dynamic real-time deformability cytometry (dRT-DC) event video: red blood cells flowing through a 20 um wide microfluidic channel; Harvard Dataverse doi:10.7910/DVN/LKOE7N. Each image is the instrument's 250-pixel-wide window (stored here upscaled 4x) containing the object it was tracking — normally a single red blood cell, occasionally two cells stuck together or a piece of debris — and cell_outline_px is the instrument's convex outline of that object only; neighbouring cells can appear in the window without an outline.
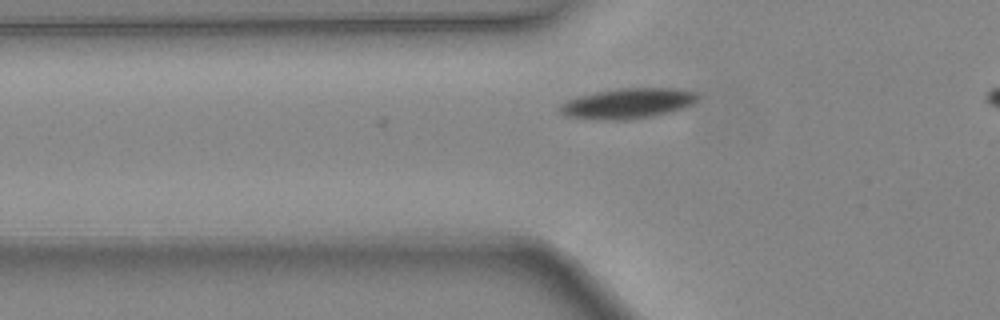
{"species": "common noctule bat (a hibernating species)", "species_latin": "Nyctalus noctula", "temperature_condition": "warm", "stored_images_in_passage": 13, "camera_frame_rate_fps": 3000, "um_per_image_px": 0.085, "animal": {"sex": "female", "body_mass_g": 24.6, "forearm_length_mm": 56.2}, "frame": {"image": 1, "passage_image": 4, "time_ms": 1.0, "image_size_px": [1000, 320], "cell_outline_px": [[696, 100], [672, 112], [652, 116], [628, 120], [604, 120], [564, 116], [560, 112], [560, 104], [568, 100], [580, 96], [596, 92], [620, 88], [676, 88], [696, 92]], "centroid_in_image_um": [53.32, 8.79], "position_along_channel_um": 72.5, "area_um2": 24.04}}
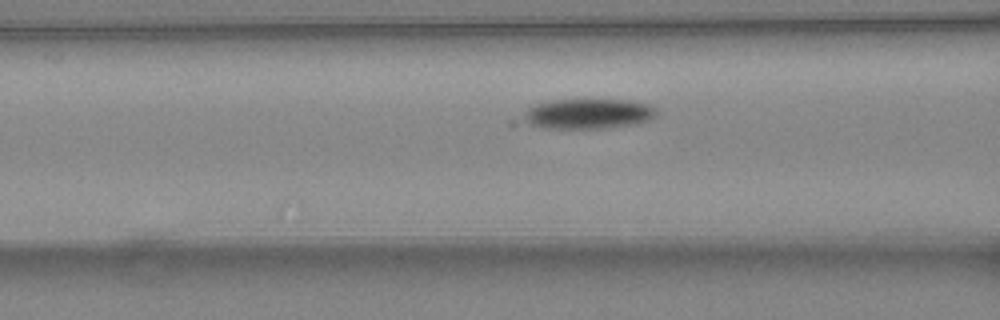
{"frame": {"image": 2, "passage_image": 7, "time_ms": 2.0, "image_size_px": [1000, 320], "cell_outline_px": [[656, 116], [652, 120], [636, 124], [612, 128], [508, 128], [508, 120], [528, 108], [536, 104], [552, 100], [584, 96], [628, 100], [648, 104], [656, 108]], "centroid_in_image_um": [49.61, 9.68], "position_along_channel_um": 117.0, "area_um2": 26.47}}